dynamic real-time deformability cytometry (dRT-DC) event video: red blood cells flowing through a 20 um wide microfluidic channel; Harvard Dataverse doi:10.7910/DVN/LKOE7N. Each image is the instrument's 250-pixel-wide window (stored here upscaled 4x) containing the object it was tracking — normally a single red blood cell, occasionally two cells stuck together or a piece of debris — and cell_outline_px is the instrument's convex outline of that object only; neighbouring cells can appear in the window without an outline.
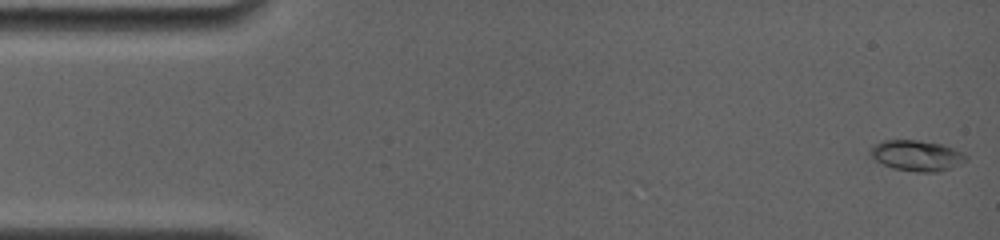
{"species": "common noctule bat (a hibernating species)", "species_latin": "Nyctalus noctula", "temperature_condition": "room temperature", "stored_images_in_passage": 2, "camera_frame_rate_fps": 4000, "um_per_image_px": 0.085, "animal": {"sex": "female", "body_mass_g": 19.0, "forearm_length_mm": 56.7}, "frame": {"image": 1, "passage_image": 1, "time_ms": 0.0, "image_size_px": [1000, 240], "cell_outline_px": [[968, 160], [960, 164], [936, 172], [916, 172], [892, 168], [876, 160], [868, 152], [876, 144], [884, 140], [916, 140], [940, 144], [964, 152], [968, 156]], "centroid_in_image_um": [77.95, 13.23], "position_along_channel_um": 7.1, "area_um2": 16.94}}